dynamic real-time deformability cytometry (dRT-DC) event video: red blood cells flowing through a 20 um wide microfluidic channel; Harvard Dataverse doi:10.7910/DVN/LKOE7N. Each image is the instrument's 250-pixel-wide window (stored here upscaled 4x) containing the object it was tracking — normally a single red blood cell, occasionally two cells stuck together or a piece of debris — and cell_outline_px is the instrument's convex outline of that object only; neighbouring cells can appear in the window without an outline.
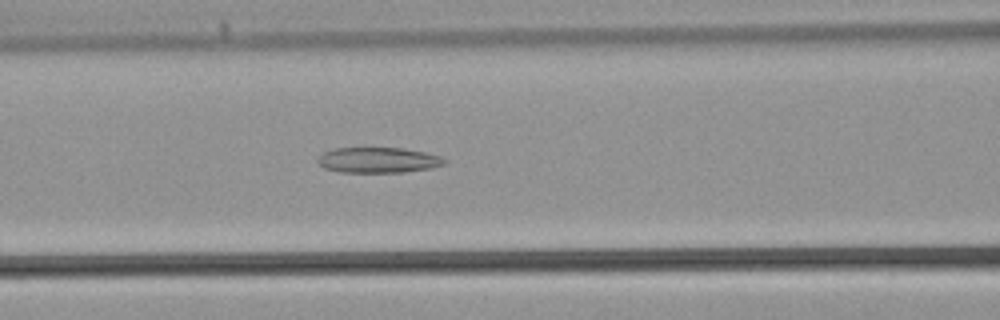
{"species": "common noctule bat (a hibernating species)", "species_latin": "Nyctalus noctula", "temperature_condition": "warm", "stored_images_in_passage": 35, "camera_frame_rate_fps": 3000, "um_per_image_px": 0.085, "animal": {"sex": "male", "body_mass_g": 21.5, "forearm_length_mm": 52.0}, "frame": {"image": 1, "passage_image": 11, "time_ms": 3.333, "image_size_px": [1000, 320], "cell_outline_px": [[444, 164], [432, 168], [404, 172], [340, 172], [324, 168], [316, 160], [324, 152], [336, 148], [400, 148], [424, 152], [440, 156], [444, 160]], "centroid_in_image_um": [32.13, 13.61], "position_along_channel_um": 134.5, "area_um2": 18.61}}
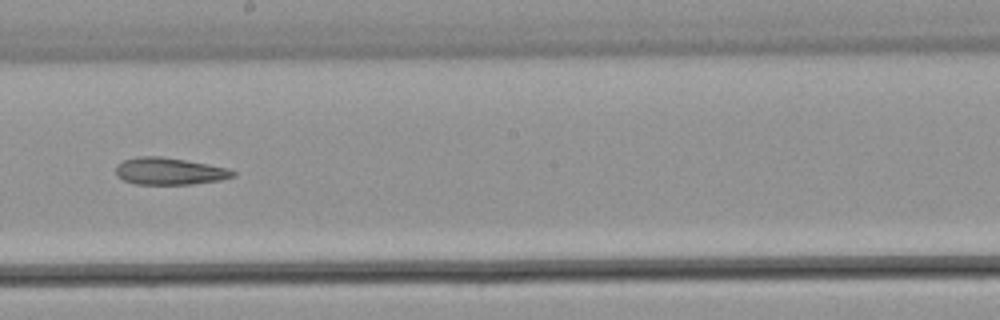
{"frame": {"image": 2, "passage_image": 17, "time_ms": 5.333, "image_size_px": [1000, 320], "cell_outline_px": [[236, 176], [220, 180], [192, 184], [136, 184], [124, 180], [116, 176], [116, 164], [124, 160], [136, 156], [160, 156], [208, 164], [228, 168], [236, 172]], "centroid_in_image_um": [14.39, 14.55], "position_along_channel_um": 233.8, "area_um2": 18.5}}
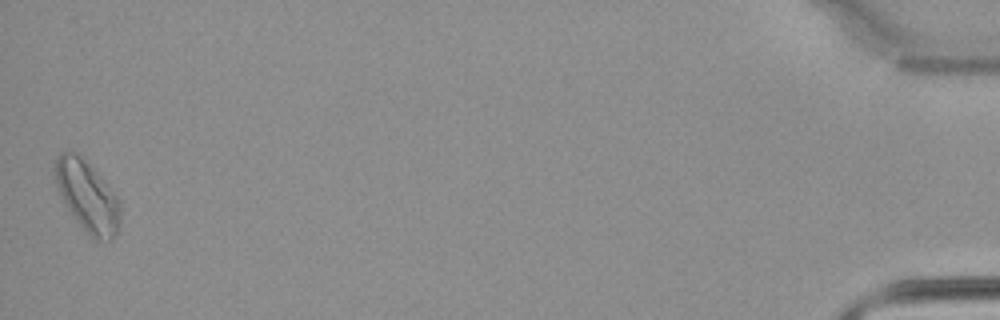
{"frame": {"image": 3, "passage_image": 35, "time_ms": 11.333, "image_size_px": [1000, 320], "cell_outline_px": [[120, 220], [116, 232], [108, 240], [96, 240], [88, 236], [68, 208], [60, 196], [56, 188], [52, 168], [56, 156], [60, 152], [76, 152], [96, 172], [120, 200]], "centroid_in_image_um": [7.37, 16.66], "position_along_channel_um": 427.8, "area_um2": 26.82}}